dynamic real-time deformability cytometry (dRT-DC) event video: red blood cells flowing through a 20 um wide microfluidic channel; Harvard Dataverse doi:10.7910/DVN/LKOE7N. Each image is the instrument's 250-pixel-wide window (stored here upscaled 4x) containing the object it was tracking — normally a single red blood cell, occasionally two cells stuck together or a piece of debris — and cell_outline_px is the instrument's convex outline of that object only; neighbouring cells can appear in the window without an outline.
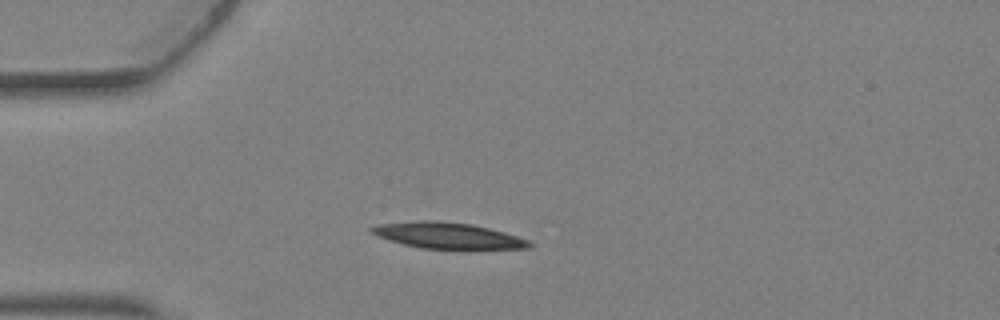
{"species": "Egyptian fruit bat (a non-hibernating species)", "species_latin": "Rousettus aegyptiacus", "temperature_condition": "warm", "stored_images_in_passage": 4, "camera_frame_rate_fps": 3000, "um_per_image_px": 0.085, "animal": {"sex": "female"}, "frame": {"image": 1, "passage_image": 3, "time_ms": 0.667, "image_size_px": [1000, 320], "cell_outline_px": [[532, 248], [468, 252], [464, 252], [420, 248], [388, 240], [376, 236], [368, 228], [380, 224], [412, 220], [436, 220], [472, 224], [504, 232], [528, 240], [532, 244]], "centroid_in_image_um": [38.14, 20.08], "position_along_channel_um": 46.9, "area_um2": 25.37}}